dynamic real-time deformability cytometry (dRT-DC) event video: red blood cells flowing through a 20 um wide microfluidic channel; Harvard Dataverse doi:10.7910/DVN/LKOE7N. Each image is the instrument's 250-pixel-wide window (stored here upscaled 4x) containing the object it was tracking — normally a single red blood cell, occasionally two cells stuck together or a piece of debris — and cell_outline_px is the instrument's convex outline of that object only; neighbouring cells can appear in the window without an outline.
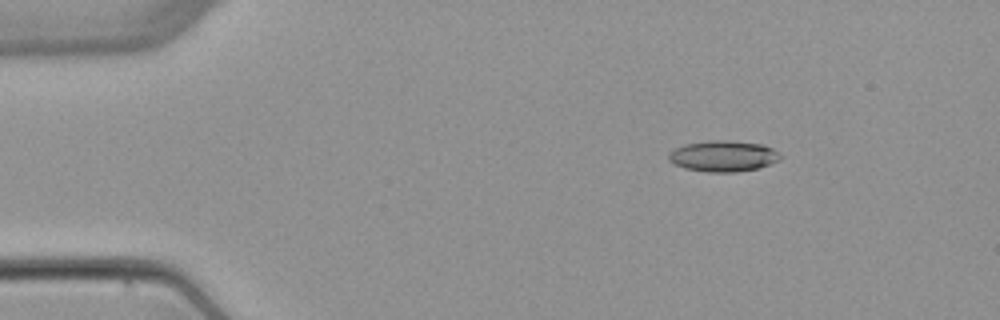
{"species": "common noctule bat (a hibernating species)", "species_latin": "Nyctalus noctula", "temperature_condition": "warm", "stored_images_in_passage": 5, "camera_frame_rate_fps": 3000, "um_per_image_px": 0.085, "animal": {"sex": "female", "body_mass_g": 22.7, "forearm_length_mm": 54.2}, "frame": {"image": 1, "passage_image": 3, "time_ms": 2.333, "image_size_px": [1000, 320], "cell_outline_px": [[784, 156], [780, 160], [756, 168], [736, 172], [708, 172], [684, 168], [668, 160], [668, 152], [684, 144], [708, 140], [728, 140], [764, 144], [772, 148]], "centroid_in_image_um": [61.48, 13.25], "position_along_channel_um": 23.5, "area_um2": 20.29}}
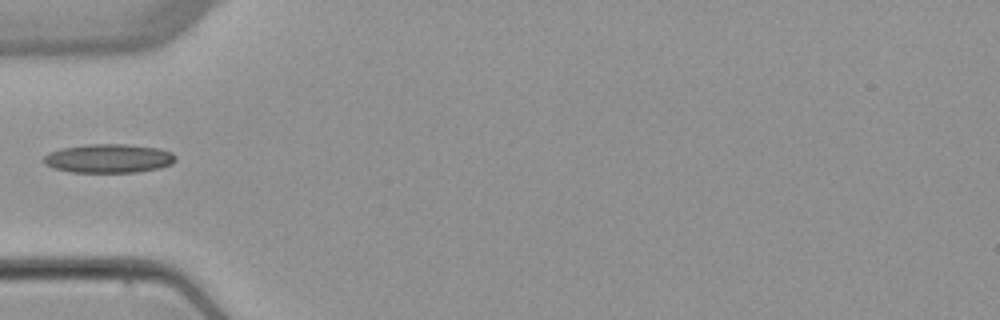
{"frame": {"image": 2, "passage_image": 5, "time_ms": 5.667, "image_size_px": [1000, 320], "cell_outline_px": [[176, 160], [172, 164], [160, 168], [136, 172], [68, 172], [52, 168], [44, 164], [40, 160], [48, 152], [60, 148], [84, 144], [124, 144], [160, 148], [172, 152], [176, 156]], "centroid_in_image_um": [9.19, 13.46], "position_along_channel_um": 75.8, "area_um2": 22.6}}